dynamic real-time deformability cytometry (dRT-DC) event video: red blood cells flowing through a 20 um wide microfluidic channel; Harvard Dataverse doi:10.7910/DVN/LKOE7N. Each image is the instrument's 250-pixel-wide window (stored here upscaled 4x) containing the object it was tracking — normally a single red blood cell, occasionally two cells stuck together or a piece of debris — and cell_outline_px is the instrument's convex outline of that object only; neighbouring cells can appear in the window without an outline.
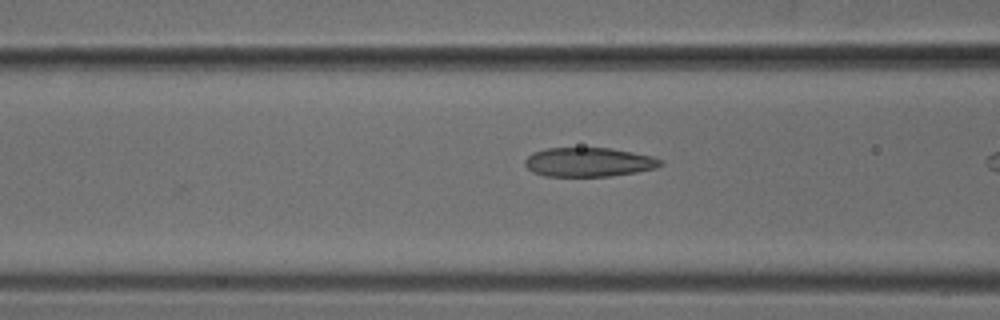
{"species": "common noctule bat (a hibernating species)", "species_latin": "Nyctalus noctula", "temperature_condition": "cold", "stored_images_in_passage": 6, "camera_frame_rate_fps": 3000, "um_per_image_px": 0.085, "animal": {"sex": "male", "body_mass_g": 18.8}, "frame": {"image": 1, "passage_image": 5, "time_ms": 1.333, "image_size_px": [1000, 320], "cell_outline_px": [[664, 164], [656, 168], [636, 172], [608, 176], [544, 176], [532, 172], [524, 164], [524, 160], [532, 152], [548, 148], [612, 148], [652, 156], [664, 160]], "centroid_in_image_um": [50.05, 13.78], "position_along_channel_um": 116.6, "area_um2": 23.12}}